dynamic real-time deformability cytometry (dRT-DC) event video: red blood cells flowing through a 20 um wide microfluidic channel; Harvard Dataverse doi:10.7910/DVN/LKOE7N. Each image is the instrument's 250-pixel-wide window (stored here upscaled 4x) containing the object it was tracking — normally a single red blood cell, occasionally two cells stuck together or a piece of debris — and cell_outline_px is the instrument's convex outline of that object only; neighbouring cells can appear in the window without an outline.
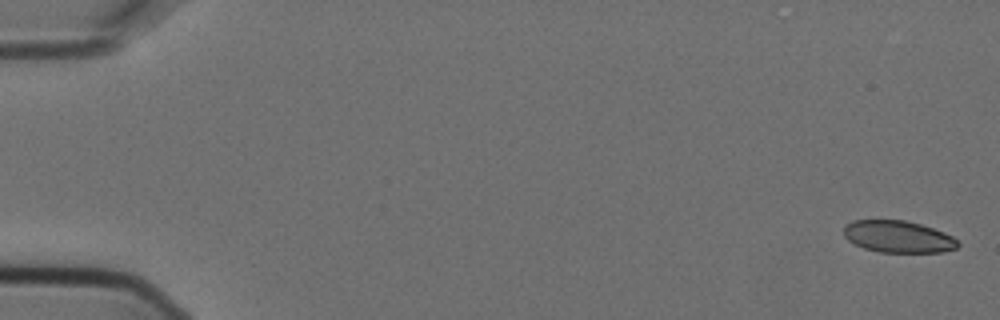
{"species": "Egyptian fruit bat (a non-hibernating species)", "species_latin": "Rousettus aegyptiacus", "temperature_condition": "cold", "stored_images_in_passage": 6, "segment_of_instrument_passage": [1, 2], "camera_frame_rate_fps": 3000, "um_per_image_px": 0.085, "animal": {"sex": "female"}, "frame": {"image": 1, "passage_image": 1, "time_ms": 0.0, "image_size_px": [1000, 320], "cell_outline_px": [[960, 244], [956, 248], [940, 252], [880, 252], [864, 248], [848, 240], [844, 236], [844, 224], [852, 220], [904, 220], [920, 224], [944, 232], [952, 236]], "centroid_in_image_um": [76.32, 20.11], "position_along_channel_um": 8.7, "area_um2": 21.15}}
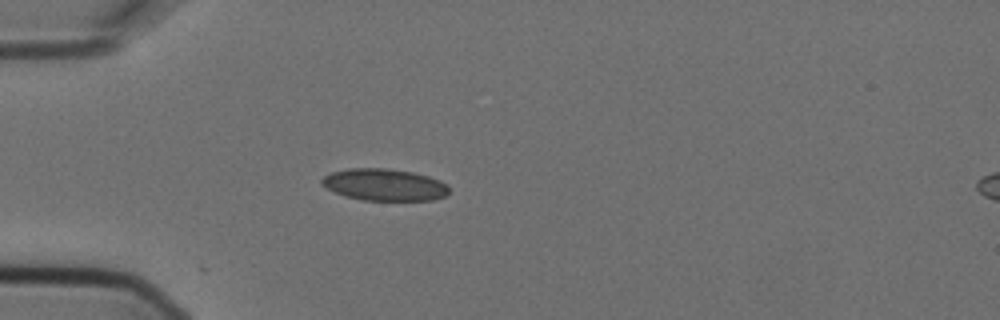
{"frame": {"image": 2, "passage_image": 5, "time_ms": 1.333, "image_size_px": [1000, 320], "cell_outline_px": [[448, 192], [444, 196], [432, 200], [364, 200], [344, 196], [320, 184], [320, 180], [324, 176], [332, 172], [348, 168], [384, 168], [412, 172], [428, 176], [440, 180], [448, 188]], "centroid_in_image_um": [32.64, 15.7], "position_along_channel_um": 52.4, "area_um2": 23.47}}